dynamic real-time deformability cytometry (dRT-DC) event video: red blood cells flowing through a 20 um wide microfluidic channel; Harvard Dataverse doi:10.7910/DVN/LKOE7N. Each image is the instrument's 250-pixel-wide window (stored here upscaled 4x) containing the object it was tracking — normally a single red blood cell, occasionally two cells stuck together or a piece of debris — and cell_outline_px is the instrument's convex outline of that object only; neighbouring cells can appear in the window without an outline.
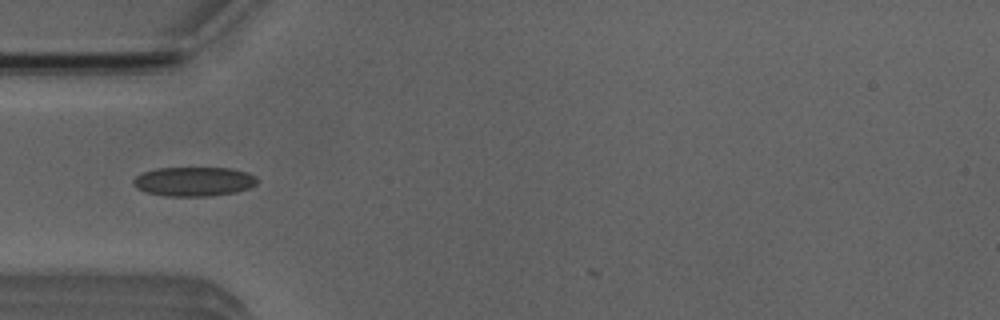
{"species": "Egyptian fruit bat (a non-hibernating species)", "species_latin": "Rousettus aegyptiacus", "temperature_condition": "room temperature", "stored_images_in_passage": 2, "camera_frame_rate_fps": 3000, "um_per_image_px": 0.085, "animal": {"sex": "male"}, "frame": {"image": 1, "passage_image": 1, "time_ms": 0.0, "image_size_px": [1000, 320], "cell_outline_px": [[256, 184], [248, 188], [236, 192], [212, 196], [164, 196], [148, 192], [136, 188], [132, 184], [132, 180], [136, 176], [144, 172], [156, 168], [232, 168], [248, 172], [256, 176]], "centroid_in_image_um": [16.47, 15.43], "position_along_channel_um": 68.5, "area_um2": 21.21}}